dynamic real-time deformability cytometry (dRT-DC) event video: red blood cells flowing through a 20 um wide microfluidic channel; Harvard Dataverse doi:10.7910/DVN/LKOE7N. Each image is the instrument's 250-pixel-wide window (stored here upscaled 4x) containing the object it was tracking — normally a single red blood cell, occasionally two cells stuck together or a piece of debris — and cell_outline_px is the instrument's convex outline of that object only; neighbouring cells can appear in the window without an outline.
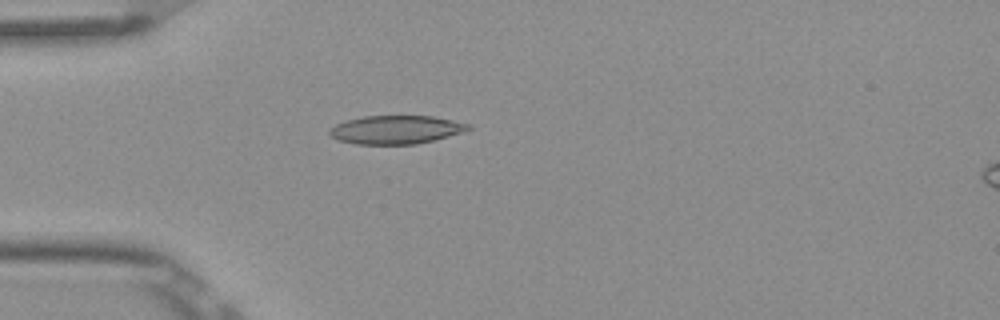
{"species": "Egyptian fruit bat (a non-hibernating species)", "species_latin": "Rousettus aegyptiacus", "temperature_condition": "room temperature", "stored_images_in_passage": 1, "camera_frame_rate_fps": 3000, "um_per_image_px": 0.085, "frame": {"image": 1, "passage_image": 1, "time_ms": 0.0, "image_size_px": [1000, 320], "cell_outline_px": [[472, 128], [464, 132], [416, 144], [356, 144], [336, 140], [328, 132], [336, 124], [348, 120], [364, 116], [432, 116], [472, 124]], "centroid_in_image_um": [33.68, 11.02], "position_along_channel_um": 51.3, "area_um2": 22.89}}